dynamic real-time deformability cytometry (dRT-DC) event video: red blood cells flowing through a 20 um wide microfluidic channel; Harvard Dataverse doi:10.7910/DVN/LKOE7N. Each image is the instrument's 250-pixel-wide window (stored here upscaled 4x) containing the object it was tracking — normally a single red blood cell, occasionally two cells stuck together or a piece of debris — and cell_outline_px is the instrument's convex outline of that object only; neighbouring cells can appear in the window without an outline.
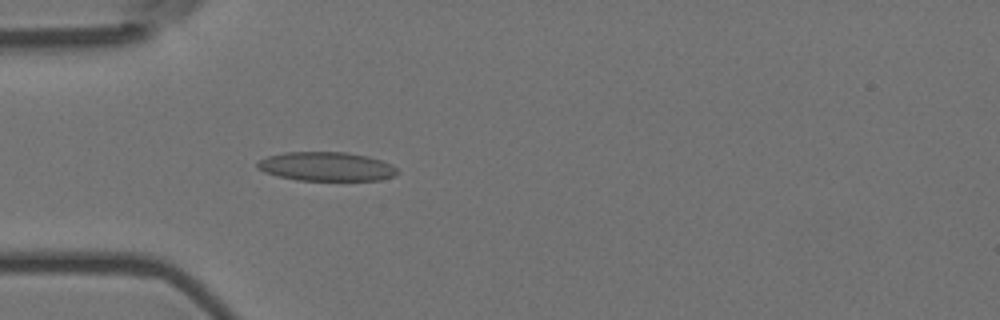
{"species": "Egyptian fruit bat (a non-hibernating species)", "species_latin": "Rousettus aegyptiacus", "temperature_condition": "room temperature", "stored_images_in_passage": 4, "camera_frame_rate_fps": 3000, "um_per_image_px": 0.085, "animal": {"sex": "female"}, "frame": {"image": 1, "passage_image": 4, "time_ms": 1.0, "image_size_px": [1000, 320], "cell_outline_px": [[400, 172], [392, 176], [380, 180], [296, 180], [276, 176], [264, 172], [256, 168], [256, 164], [260, 160], [268, 156], [284, 152], [344, 152], [368, 156], [392, 164]], "centroid_in_image_um": [27.72, 14.15], "position_along_channel_um": 57.3, "area_um2": 23.7}}